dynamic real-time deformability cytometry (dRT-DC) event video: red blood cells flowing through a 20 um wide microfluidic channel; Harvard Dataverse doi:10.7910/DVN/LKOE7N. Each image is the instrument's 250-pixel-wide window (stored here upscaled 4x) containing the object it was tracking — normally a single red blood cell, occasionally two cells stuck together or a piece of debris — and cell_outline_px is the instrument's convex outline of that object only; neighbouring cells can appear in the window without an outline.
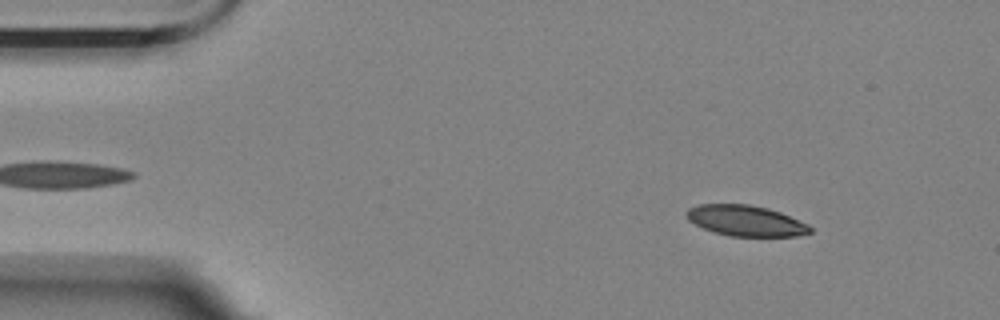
{"species": "Egyptian fruit bat (a non-hibernating species)", "species_latin": "Rousettus aegyptiacus", "temperature_condition": "room temperature", "stored_images_in_passage": 56, "camera_frame_rate_fps": 3000, "um_per_image_px": 0.085, "animal": {"sex": "female"}, "frame": {"image": 1, "passage_image": 6, "time_ms": 1.667, "image_size_px": [1000, 320], "cell_outline_px": [[812, 232], [796, 236], [728, 236], [704, 228], [688, 220], [684, 216], [684, 212], [688, 208], [700, 204], [748, 204], [768, 208], [780, 212], [808, 224], [812, 228]], "centroid_in_image_um": [63.37, 18.75], "position_along_channel_um": 21.6, "area_um2": 22.14}}
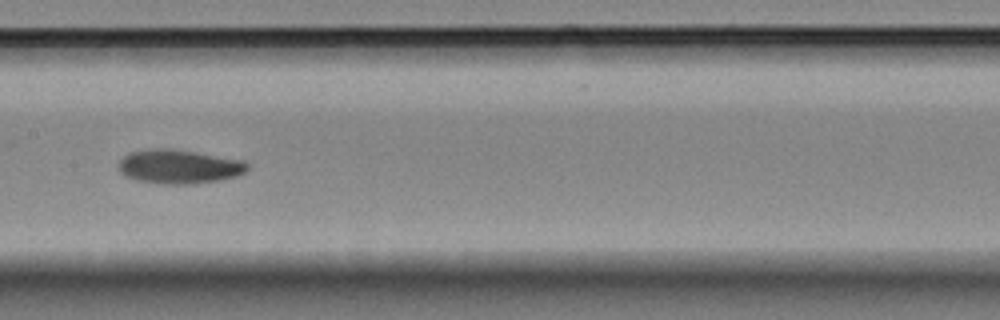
{"frame": {"image": 2, "passage_image": 27, "time_ms": 8.667, "image_size_px": [1000, 320], "cell_outline_px": [[248, 168], [244, 172], [236, 176], [220, 180], [196, 184], [160, 184], [136, 180], [124, 176], [120, 172], [120, 160], [128, 152], [160, 148], [164, 148], [192, 152], [244, 160], [248, 164]], "centroid_in_image_um": [15.21, 14.18], "position_along_channel_um": 192.2, "area_um2": 25.37}}
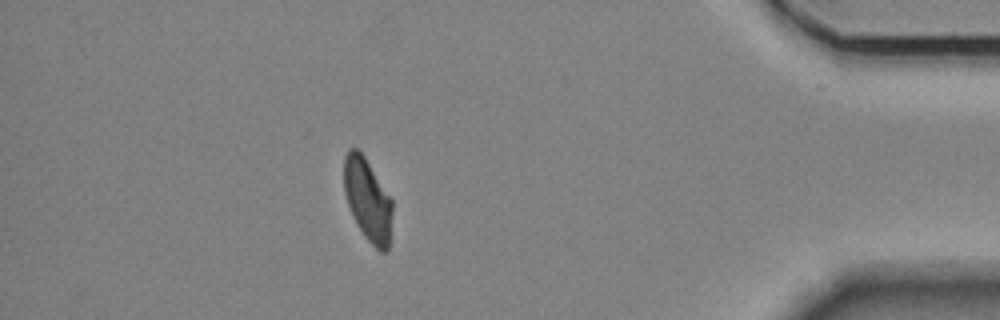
{"frame": {"image": 3, "passage_image": 49, "time_ms": 16.0, "image_size_px": [1000, 320], "cell_outline_px": [[392, 212], [388, 252], [380, 252], [364, 236], [352, 216], [344, 192], [344, 156], [348, 148], [356, 148], [364, 156], [392, 200]], "centroid_in_image_um": [31.24, 16.99], "position_along_channel_um": 404.0, "area_um2": 23.12}, "authors_computed_cell_mechanics": {"area_um2": 24.1315, "velocity_mm_per_s": 3.5007, "shape_relaxation_time_tau1_ms": 5.7385, "shape_relaxation_time_tau2_ms": 4.0669, "deformation_change_tau1": 0.1537, "deformation_change_tau2": 0.0865}}